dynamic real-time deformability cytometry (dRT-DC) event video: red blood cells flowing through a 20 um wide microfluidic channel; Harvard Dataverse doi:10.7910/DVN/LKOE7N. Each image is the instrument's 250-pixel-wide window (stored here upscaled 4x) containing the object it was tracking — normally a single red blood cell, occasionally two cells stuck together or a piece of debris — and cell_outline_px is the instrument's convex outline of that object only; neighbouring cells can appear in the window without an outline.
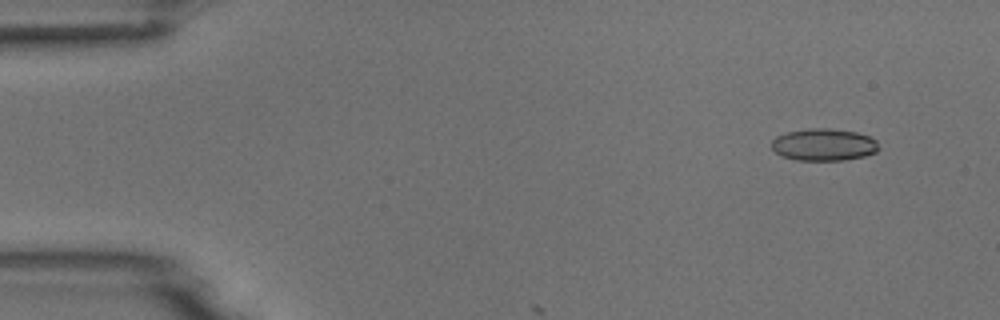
{"species": "common noctule bat (a hibernating species)", "species_latin": "Nyctalus noctula", "temperature_condition": "room temperature", "stored_images_in_passage": 8, "camera_frame_rate_fps": 3000, "um_per_image_px": 0.085, "animal": {"sex": "male", "body_mass_g": 18.8}, "frame": {"image": 1, "passage_image": 5, "time_ms": 1.333, "image_size_px": [1000, 320], "cell_outline_px": [[880, 148], [876, 152], [864, 156], [844, 160], [796, 160], [780, 156], [772, 148], [772, 140], [776, 136], [788, 132], [808, 128], [828, 128], [856, 132], [868, 136], [876, 140]], "centroid_in_image_um": [70.02, 12.3], "position_along_channel_um": 15.0, "area_um2": 20.11}}